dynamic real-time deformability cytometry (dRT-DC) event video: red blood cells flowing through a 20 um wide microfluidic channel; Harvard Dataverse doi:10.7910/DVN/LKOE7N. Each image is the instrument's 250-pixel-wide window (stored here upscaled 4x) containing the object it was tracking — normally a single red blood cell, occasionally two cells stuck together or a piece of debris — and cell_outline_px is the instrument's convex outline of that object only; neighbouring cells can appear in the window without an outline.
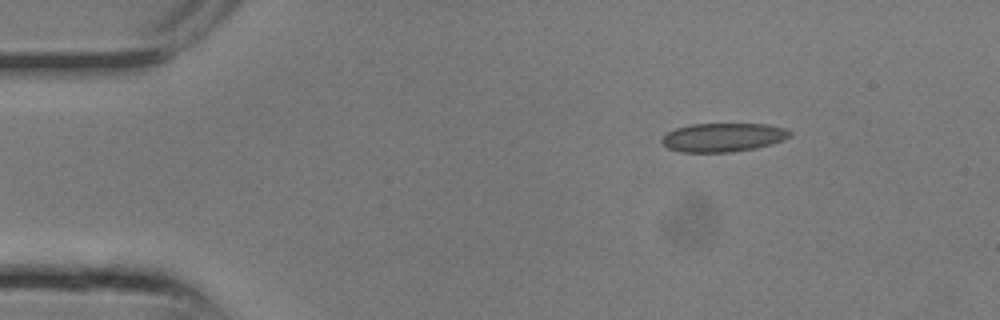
{"species": "common noctule bat (a hibernating species)", "species_latin": "Nyctalus noctula", "temperature_condition": "room temperature", "stored_images_in_passage": 6, "camera_frame_rate_fps": 3000, "um_per_image_px": 0.085, "animal": {"sex": "male", "body_mass_g": 13.3}, "frame": {"image": 1, "passage_image": 1, "time_ms": 0.0, "image_size_px": [1000, 320], "cell_outline_px": [[792, 136], [784, 140], [772, 144], [756, 148], [732, 152], [680, 152], [668, 148], [660, 140], [668, 132], [676, 128], [692, 124], [768, 124], [784, 128], [792, 132]], "centroid_in_image_um": [61.5, 11.68], "position_along_channel_um": 23.5, "area_um2": 21.5}}
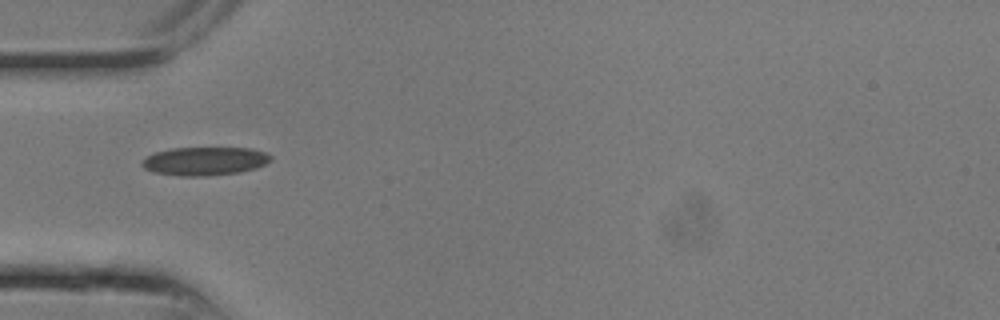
{"frame": {"image": 2, "passage_image": 5, "time_ms": 1.333, "image_size_px": [1000, 320], "cell_outline_px": [[272, 160], [256, 168], [240, 172], [208, 176], [180, 176], [152, 172], [144, 168], [140, 164], [148, 156], [156, 152], [172, 148], [252, 148], [264, 152], [272, 156]], "centroid_in_image_um": [17.41, 13.7], "position_along_channel_um": 67.6, "area_um2": 21.33}}